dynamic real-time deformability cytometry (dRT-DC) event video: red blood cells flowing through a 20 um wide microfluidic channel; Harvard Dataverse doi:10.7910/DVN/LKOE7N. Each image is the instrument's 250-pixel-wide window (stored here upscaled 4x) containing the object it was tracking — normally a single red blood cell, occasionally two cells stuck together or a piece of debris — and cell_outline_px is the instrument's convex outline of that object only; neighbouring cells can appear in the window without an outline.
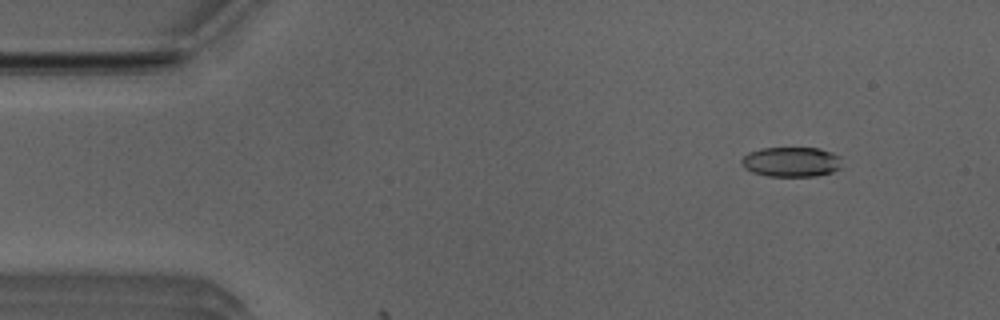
{"species": "Egyptian fruit bat (a non-hibernating species)", "species_latin": "Rousettus aegyptiacus", "temperature_condition": "room temperature", "stored_images_in_passage": 8, "camera_frame_rate_fps": 3000, "um_per_image_px": 0.085, "animal": {"sex": "male"}, "frame": {"image": 1, "passage_image": 6, "time_ms": 1.667, "image_size_px": [1000, 320], "cell_outline_px": [[840, 168], [832, 172], [816, 176], [768, 176], [752, 172], [744, 168], [740, 164], [740, 160], [748, 152], [760, 148], [820, 148], [832, 152], [840, 156]], "centroid_in_image_um": [67.23, 13.75], "position_along_channel_um": 17.8, "area_um2": 17.63}}